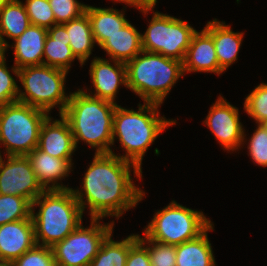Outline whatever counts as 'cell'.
<instances>
[{"instance_id": "1", "label": "cell", "mask_w": 267, "mask_h": 266, "mask_svg": "<svg viewBox=\"0 0 267 266\" xmlns=\"http://www.w3.org/2000/svg\"><path fill=\"white\" fill-rule=\"evenodd\" d=\"M131 168L141 180L143 172L135 164L110 153L94 154L84 173L81 190L71 188L82 212L89 207L93 219L113 216L118 220L124 212L136 207L145 192L134 184Z\"/></svg>"}, {"instance_id": "2", "label": "cell", "mask_w": 267, "mask_h": 266, "mask_svg": "<svg viewBox=\"0 0 267 266\" xmlns=\"http://www.w3.org/2000/svg\"><path fill=\"white\" fill-rule=\"evenodd\" d=\"M161 104L144 102L138 105V111L116 105L113 118L112 146L118 139L124 155H117L123 160L135 164L142 171V160L149 146L167 127L175 125L174 119L160 117ZM116 137V138H115Z\"/></svg>"}, {"instance_id": "3", "label": "cell", "mask_w": 267, "mask_h": 266, "mask_svg": "<svg viewBox=\"0 0 267 266\" xmlns=\"http://www.w3.org/2000/svg\"><path fill=\"white\" fill-rule=\"evenodd\" d=\"M117 104L89 96L84 89L70 92V98L61 114L69 123L74 144L84 141L95 154L113 153L112 130Z\"/></svg>"}, {"instance_id": "4", "label": "cell", "mask_w": 267, "mask_h": 266, "mask_svg": "<svg viewBox=\"0 0 267 266\" xmlns=\"http://www.w3.org/2000/svg\"><path fill=\"white\" fill-rule=\"evenodd\" d=\"M31 217L36 245L52 247L82 223L83 212L71 189L50 190L32 202Z\"/></svg>"}, {"instance_id": "5", "label": "cell", "mask_w": 267, "mask_h": 266, "mask_svg": "<svg viewBox=\"0 0 267 266\" xmlns=\"http://www.w3.org/2000/svg\"><path fill=\"white\" fill-rule=\"evenodd\" d=\"M127 88L144 102L163 104L177 80L184 76L183 62L142 51L125 63Z\"/></svg>"}, {"instance_id": "6", "label": "cell", "mask_w": 267, "mask_h": 266, "mask_svg": "<svg viewBox=\"0 0 267 266\" xmlns=\"http://www.w3.org/2000/svg\"><path fill=\"white\" fill-rule=\"evenodd\" d=\"M48 116L44 110L18 101L0 106V145L5 147L6 156H26L37 148Z\"/></svg>"}, {"instance_id": "7", "label": "cell", "mask_w": 267, "mask_h": 266, "mask_svg": "<svg viewBox=\"0 0 267 266\" xmlns=\"http://www.w3.org/2000/svg\"><path fill=\"white\" fill-rule=\"evenodd\" d=\"M67 74L66 70L47 65L19 69L18 79L25 91L18 90V102L48 114L54 107H58L59 115L62 114L70 98V93L65 92Z\"/></svg>"}, {"instance_id": "8", "label": "cell", "mask_w": 267, "mask_h": 266, "mask_svg": "<svg viewBox=\"0 0 267 266\" xmlns=\"http://www.w3.org/2000/svg\"><path fill=\"white\" fill-rule=\"evenodd\" d=\"M154 214L143 234L163 244L178 245L194 239L212 224L202 211L182 206L175 200Z\"/></svg>"}, {"instance_id": "9", "label": "cell", "mask_w": 267, "mask_h": 266, "mask_svg": "<svg viewBox=\"0 0 267 266\" xmlns=\"http://www.w3.org/2000/svg\"><path fill=\"white\" fill-rule=\"evenodd\" d=\"M145 16L153 11L148 28L141 34L142 50L184 61L193 35L197 32L187 21L154 11V7H138Z\"/></svg>"}, {"instance_id": "10", "label": "cell", "mask_w": 267, "mask_h": 266, "mask_svg": "<svg viewBox=\"0 0 267 266\" xmlns=\"http://www.w3.org/2000/svg\"><path fill=\"white\" fill-rule=\"evenodd\" d=\"M91 218L90 227L82 223L65 239L51 248L56 266H88L97 255L104 240L113 233L114 221L100 223Z\"/></svg>"}, {"instance_id": "11", "label": "cell", "mask_w": 267, "mask_h": 266, "mask_svg": "<svg viewBox=\"0 0 267 266\" xmlns=\"http://www.w3.org/2000/svg\"><path fill=\"white\" fill-rule=\"evenodd\" d=\"M221 96L220 94L210 107L203 124L211 130L224 150L239 151L247 141L245 129L240 122L239 110Z\"/></svg>"}, {"instance_id": "12", "label": "cell", "mask_w": 267, "mask_h": 266, "mask_svg": "<svg viewBox=\"0 0 267 266\" xmlns=\"http://www.w3.org/2000/svg\"><path fill=\"white\" fill-rule=\"evenodd\" d=\"M0 157V194L26 198L31 204L45 190L39 184L27 156Z\"/></svg>"}, {"instance_id": "13", "label": "cell", "mask_w": 267, "mask_h": 266, "mask_svg": "<svg viewBox=\"0 0 267 266\" xmlns=\"http://www.w3.org/2000/svg\"><path fill=\"white\" fill-rule=\"evenodd\" d=\"M94 57L90 64V78L94 91H84L89 96L106 100L117 104L115 98L119 92V86L124 85L127 88L126 65L123 62Z\"/></svg>"}, {"instance_id": "14", "label": "cell", "mask_w": 267, "mask_h": 266, "mask_svg": "<svg viewBox=\"0 0 267 266\" xmlns=\"http://www.w3.org/2000/svg\"><path fill=\"white\" fill-rule=\"evenodd\" d=\"M36 245L32 219H23L0 226V263L12 264Z\"/></svg>"}, {"instance_id": "15", "label": "cell", "mask_w": 267, "mask_h": 266, "mask_svg": "<svg viewBox=\"0 0 267 266\" xmlns=\"http://www.w3.org/2000/svg\"><path fill=\"white\" fill-rule=\"evenodd\" d=\"M48 116L42 124L37 148L50 156L60 159H72L76 151L73 134L67 120Z\"/></svg>"}, {"instance_id": "16", "label": "cell", "mask_w": 267, "mask_h": 266, "mask_svg": "<svg viewBox=\"0 0 267 266\" xmlns=\"http://www.w3.org/2000/svg\"><path fill=\"white\" fill-rule=\"evenodd\" d=\"M31 167L36 174L39 184L45 191L67 190L70 187L58 183L71 173L73 167L72 159H60L35 148L26 155ZM65 177V178H64Z\"/></svg>"}, {"instance_id": "17", "label": "cell", "mask_w": 267, "mask_h": 266, "mask_svg": "<svg viewBox=\"0 0 267 266\" xmlns=\"http://www.w3.org/2000/svg\"><path fill=\"white\" fill-rule=\"evenodd\" d=\"M47 36V29L36 25H30L14 41V65L11 72L18 77V71L28 66L43 65L44 43Z\"/></svg>"}, {"instance_id": "18", "label": "cell", "mask_w": 267, "mask_h": 266, "mask_svg": "<svg viewBox=\"0 0 267 266\" xmlns=\"http://www.w3.org/2000/svg\"><path fill=\"white\" fill-rule=\"evenodd\" d=\"M184 74L187 72H209L221 75L213 38L202 29L191 40L183 61Z\"/></svg>"}, {"instance_id": "19", "label": "cell", "mask_w": 267, "mask_h": 266, "mask_svg": "<svg viewBox=\"0 0 267 266\" xmlns=\"http://www.w3.org/2000/svg\"><path fill=\"white\" fill-rule=\"evenodd\" d=\"M203 29L213 38L219 67L225 72L238 59L244 33L232 31L229 25L216 18L207 22Z\"/></svg>"}, {"instance_id": "20", "label": "cell", "mask_w": 267, "mask_h": 266, "mask_svg": "<svg viewBox=\"0 0 267 266\" xmlns=\"http://www.w3.org/2000/svg\"><path fill=\"white\" fill-rule=\"evenodd\" d=\"M69 40L63 24H55L49 28L44 43L43 65L69 72L72 62L78 59L69 46Z\"/></svg>"}, {"instance_id": "21", "label": "cell", "mask_w": 267, "mask_h": 266, "mask_svg": "<svg viewBox=\"0 0 267 266\" xmlns=\"http://www.w3.org/2000/svg\"><path fill=\"white\" fill-rule=\"evenodd\" d=\"M141 34L128 22L121 30L108 36L99 47L106 52L110 60L126 63L143 51Z\"/></svg>"}, {"instance_id": "22", "label": "cell", "mask_w": 267, "mask_h": 266, "mask_svg": "<svg viewBox=\"0 0 267 266\" xmlns=\"http://www.w3.org/2000/svg\"><path fill=\"white\" fill-rule=\"evenodd\" d=\"M213 223L198 237L176 246V266H215V256L208 238Z\"/></svg>"}, {"instance_id": "23", "label": "cell", "mask_w": 267, "mask_h": 266, "mask_svg": "<svg viewBox=\"0 0 267 266\" xmlns=\"http://www.w3.org/2000/svg\"><path fill=\"white\" fill-rule=\"evenodd\" d=\"M91 24L95 43L100 46L108 36L121 30L129 21L125 18L123 10L93 7L87 5L86 12Z\"/></svg>"}, {"instance_id": "24", "label": "cell", "mask_w": 267, "mask_h": 266, "mask_svg": "<svg viewBox=\"0 0 267 266\" xmlns=\"http://www.w3.org/2000/svg\"><path fill=\"white\" fill-rule=\"evenodd\" d=\"M31 25L25 5L20 0H7L0 8V35L6 47L4 37L15 40Z\"/></svg>"}, {"instance_id": "25", "label": "cell", "mask_w": 267, "mask_h": 266, "mask_svg": "<svg viewBox=\"0 0 267 266\" xmlns=\"http://www.w3.org/2000/svg\"><path fill=\"white\" fill-rule=\"evenodd\" d=\"M63 25L70 39L69 46L82 67L89 59L95 46L94 44H96L88 15L85 13L77 19L63 23Z\"/></svg>"}, {"instance_id": "26", "label": "cell", "mask_w": 267, "mask_h": 266, "mask_svg": "<svg viewBox=\"0 0 267 266\" xmlns=\"http://www.w3.org/2000/svg\"><path fill=\"white\" fill-rule=\"evenodd\" d=\"M112 234L104 240L88 266H125L129 249L138 241V234H131L121 241L113 240Z\"/></svg>"}, {"instance_id": "27", "label": "cell", "mask_w": 267, "mask_h": 266, "mask_svg": "<svg viewBox=\"0 0 267 266\" xmlns=\"http://www.w3.org/2000/svg\"><path fill=\"white\" fill-rule=\"evenodd\" d=\"M23 219H32L31 203L22 196L0 194V226Z\"/></svg>"}, {"instance_id": "28", "label": "cell", "mask_w": 267, "mask_h": 266, "mask_svg": "<svg viewBox=\"0 0 267 266\" xmlns=\"http://www.w3.org/2000/svg\"><path fill=\"white\" fill-rule=\"evenodd\" d=\"M244 110L256 124L267 120V83H260L246 96Z\"/></svg>"}, {"instance_id": "29", "label": "cell", "mask_w": 267, "mask_h": 266, "mask_svg": "<svg viewBox=\"0 0 267 266\" xmlns=\"http://www.w3.org/2000/svg\"><path fill=\"white\" fill-rule=\"evenodd\" d=\"M138 240L148 249L151 266H176V246L149 240L138 234Z\"/></svg>"}, {"instance_id": "30", "label": "cell", "mask_w": 267, "mask_h": 266, "mask_svg": "<svg viewBox=\"0 0 267 266\" xmlns=\"http://www.w3.org/2000/svg\"><path fill=\"white\" fill-rule=\"evenodd\" d=\"M24 5L31 25L40 26L48 30L56 24L54 13L48 0H26Z\"/></svg>"}, {"instance_id": "31", "label": "cell", "mask_w": 267, "mask_h": 266, "mask_svg": "<svg viewBox=\"0 0 267 266\" xmlns=\"http://www.w3.org/2000/svg\"><path fill=\"white\" fill-rule=\"evenodd\" d=\"M56 24H63L81 17L86 12L87 5L77 0H48Z\"/></svg>"}, {"instance_id": "32", "label": "cell", "mask_w": 267, "mask_h": 266, "mask_svg": "<svg viewBox=\"0 0 267 266\" xmlns=\"http://www.w3.org/2000/svg\"><path fill=\"white\" fill-rule=\"evenodd\" d=\"M13 266H56L51 247L35 245L16 259Z\"/></svg>"}, {"instance_id": "33", "label": "cell", "mask_w": 267, "mask_h": 266, "mask_svg": "<svg viewBox=\"0 0 267 266\" xmlns=\"http://www.w3.org/2000/svg\"><path fill=\"white\" fill-rule=\"evenodd\" d=\"M251 135L247 146L248 156L258 166L267 167V131L261 124H257Z\"/></svg>"}, {"instance_id": "34", "label": "cell", "mask_w": 267, "mask_h": 266, "mask_svg": "<svg viewBox=\"0 0 267 266\" xmlns=\"http://www.w3.org/2000/svg\"><path fill=\"white\" fill-rule=\"evenodd\" d=\"M7 68L5 57L0 58V106L18 101L20 87Z\"/></svg>"}, {"instance_id": "35", "label": "cell", "mask_w": 267, "mask_h": 266, "mask_svg": "<svg viewBox=\"0 0 267 266\" xmlns=\"http://www.w3.org/2000/svg\"><path fill=\"white\" fill-rule=\"evenodd\" d=\"M125 266H151L148 249L139 240L129 249Z\"/></svg>"}, {"instance_id": "36", "label": "cell", "mask_w": 267, "mask_h": 266, "mask_svg": "<svg viewBox=\"0 0 267 266\" xmlns=\"http://www.w3.org/2000/svg\"><path fill=\"white\" fill-rule=\"evenodd\" d=\"M114 2H121L125 3V5L128 4L130 7H155L156 3L158 2L157 0H112Z\"/></svg>"}, {"instance_id": "37", "label": "cell", "mask_w": 267, "mask_h": 266, "mask_svg": "<svg viewBox=\"0 0 267 266\" xmlns=\"http://www.w3.org/2000/svg\"><path fill=\"white\" fill-rule=\"evenodd\" d=\"M6 51H7V47L4 45L1 35H0V58L5 57Z\"/></svg>"}, {"instance_id": "38", "label": "cell", "mask_w": 267, "mask_h": 266, "mask_svg": "<svg viewBox=\"0 0 267 266\" xmlns=\"http://www.w3.org/2000/svg\"><path fill=\"white\" fill-rule=\"evenodd\" d=\"M261 125L265 128V130L267 131V120L262 122Z\"/></svg>"}, {"instance_id": "39", "label": "cell", "mask_w": 267, "mask_h": 266, "mask_svg": "<svg viewBox=\"0 0 267 266\" xmlns=\"http://www.w3.org/2000/svg\"><path fill=\"white\" fill-rule=\"evenodd\" d=\"M0 266H13V265L9 263H0Z\"/></svg>"}, {"instance_id": "40", "label": "cell", "mask_w": 267, "mask_h": 266, "mask_svg": "<svg viewBox=\"0 0 267 266\" xmlns=\"http://www.w3.org/2000/svg\"><path fill=\"white\" fill-rule=\"evenodd\" d=\"M7 0H0V8L4 5V3L6 2Z\"/></svg>"}]
</instances>
